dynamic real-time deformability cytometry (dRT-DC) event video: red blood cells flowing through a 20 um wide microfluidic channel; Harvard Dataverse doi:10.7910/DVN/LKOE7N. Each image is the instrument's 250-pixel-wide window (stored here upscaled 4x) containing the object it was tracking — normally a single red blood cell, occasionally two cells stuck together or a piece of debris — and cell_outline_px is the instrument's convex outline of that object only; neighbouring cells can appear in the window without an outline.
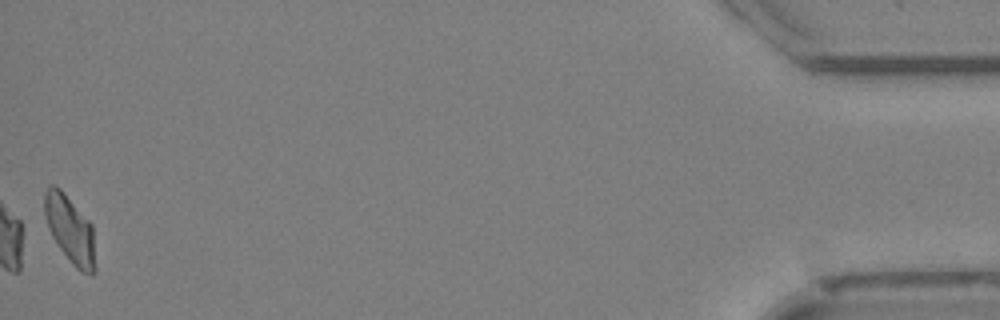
{"species": "Egyptian fruit bat (a non-hibernating species)", "species_latin": "Rousettus aegyptiacus", "temperature_condition": "cold", "stored_images_in_passage": 42, "camera_frame_rate_fps": 3000, "um_per_image_px": 0.085, "animal": {"sex": "female"}, "frame": {"image": 1, "passage_image": 42, "time_ms": 13.667, "image_size_px": [1000, 320], "cell_outline_px": [[96, 272], [92, 276], [80, 272], [72, 264], [60, 248], [52, 236], [48, 228], [44, 212], [44, 192], [52, 184], [60, 188], [92, 224], [96, 268]], "centroid_in_image_um": [5.97, 19.54], "position_along_channel_um": 429.2, "area_um2": 20.06}, "authors_computed_cell_mechanics": {"area_um2": 20.1722, "velocity_mm_per_s": 4.0265, "shape_relaxation_time_tau1_ms": 9.3884, "shape_relaxation_time_tau2_ms": 7.3425, "deformation_change_tau1": 0.1976, "deformation_change_tau2": 0.1517}}